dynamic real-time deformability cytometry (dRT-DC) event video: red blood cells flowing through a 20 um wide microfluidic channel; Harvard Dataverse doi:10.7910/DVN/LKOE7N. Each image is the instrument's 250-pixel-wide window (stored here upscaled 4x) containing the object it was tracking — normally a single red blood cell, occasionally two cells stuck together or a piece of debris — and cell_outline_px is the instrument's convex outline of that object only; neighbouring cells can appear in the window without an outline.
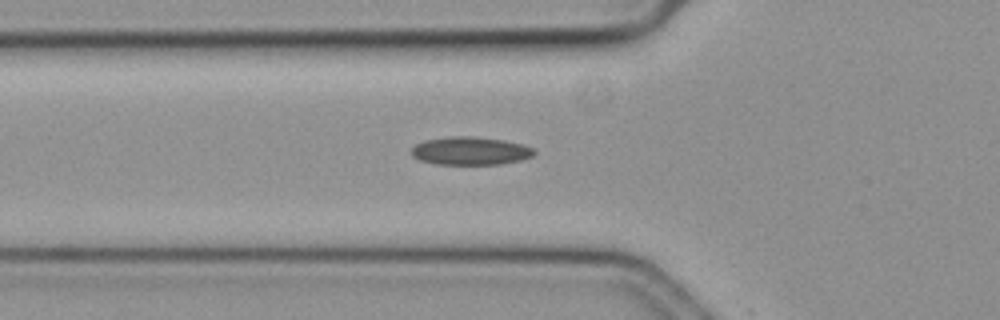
{"species": "common noctule bat (a hibernating species)", "species_latin": "Nyctalus noctula", "temperature_condition": "cold", "stored_images_in_passage": 14, "camera_frame_rate_fps": 3000, "um_per_image_px": 0.085, "animal": {"sex": "female", "body_mass_g": 19.3, "forearm_length_mm": 54.1}, "frame": {"image": 1, "passage_image": 13, "time_ms": 4.0, "image_size_px": [1000, 320], "cell_outline_px": [[536, 152], [532, 156], [520, 160], [500, 164], [436, 164], [420, 160], [412, 156], [412, 148], [416, 144], [424, 140], [448, 136], [472, 136], [504, 140], [524, 144], [532, 148]], "centroid_in_image_um": [39.98, 12.82], "position_along_channel_um": 85.8, "area_um2": 20.11}}